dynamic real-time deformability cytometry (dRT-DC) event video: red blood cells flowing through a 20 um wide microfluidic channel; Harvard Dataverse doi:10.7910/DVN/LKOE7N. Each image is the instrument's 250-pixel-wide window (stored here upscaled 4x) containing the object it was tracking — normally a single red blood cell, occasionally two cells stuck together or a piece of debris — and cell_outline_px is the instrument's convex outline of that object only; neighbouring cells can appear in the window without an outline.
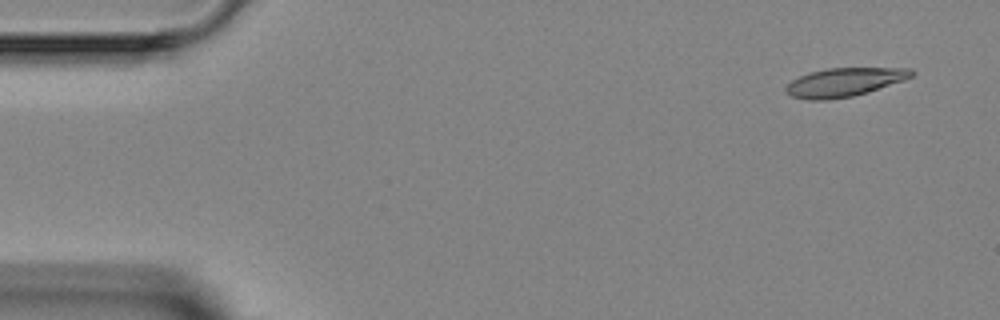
{"species": "Egyptian fruit bat (a non-hibernating species)", "species_latin": "Rousettus aegyptiacus", "temperature_condition": "room temperature", "stored_images_in_passage": 2, "camera_frame_rate_fps": 3000, "um_per_image_px": 0.085, "animal": {"sex": "female"}, "frame": {"image": 1, "passage_image": 1, "time_ms": 0.0, "image_size_px": [1000, 320], "cell_outline_px": [[916, 72], [912, 76], [904, 80], [852, 96], [828, 100], [804, 100], [792, 96], [784, 88], [792, 80], [808, 72], [828, 68], [912, 68]], "centroid_in_image_um": [71.75, 6.98], "position_along_channel_um": 13.2, "area_um2": 20.81}}